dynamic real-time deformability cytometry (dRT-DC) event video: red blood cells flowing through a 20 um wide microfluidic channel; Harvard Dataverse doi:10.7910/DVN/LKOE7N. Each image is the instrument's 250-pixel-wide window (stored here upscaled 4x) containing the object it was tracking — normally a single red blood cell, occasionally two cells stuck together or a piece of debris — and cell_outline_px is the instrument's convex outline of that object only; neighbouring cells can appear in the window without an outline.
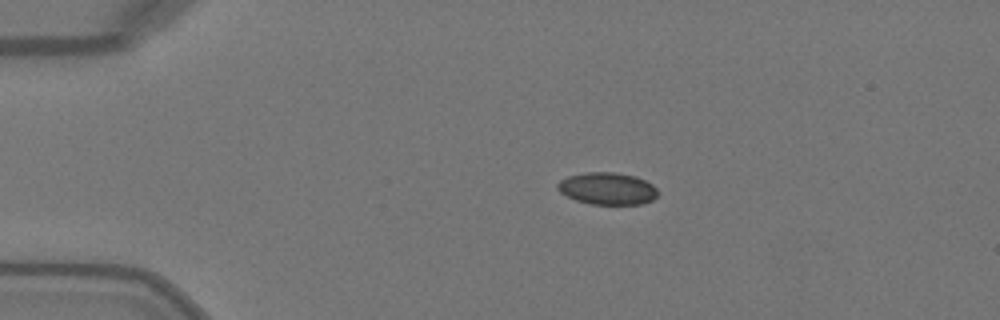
{"species": "Egyptian fruit bat (a non-hibernating species)", "species_latin": "Rousettus aegyptiacus", "temperature_condition": "warm", "stored_images_in_passage": 41, "camera_frame_rate_fps": 3000, "um_per_image_px": 0.085, "animal": {"sex": "female"}, "frame": {"image": 1, "passage_image": 1, "time_ms": 0.0, "image_size_px": [1000, 320], "cell_outline_px": [[660, 192], [652, 200], [640, 204], [592, 204], [576, 200], [560, 192], [556, 188], [556, 184], [560, 180], [568, 176], [584, 172], [612, 172], [636, 176], [652, 184]], "centroid_in_image_um": [51.62, 16.02], "position_along_channel_um": 33.4, "area_um2": 18.79}}
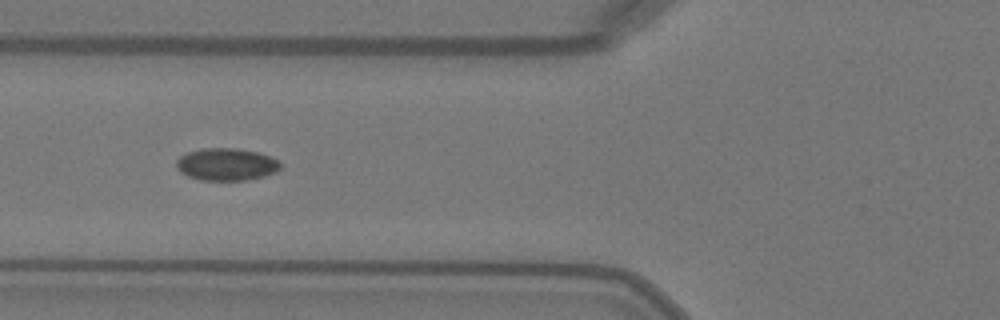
{"frame": {"image": 2, "passage_image": 10, "time_ms": 3.0, "image_size_px": [1000, 320], "cell_outline_px": [[280, 168], [276, 172], [264, 176], [244, 180], [200, 180], [188, 176], [180, 172], [176, 168], [176, 160], [180, 156], [188, 152], [200, 148], [236, 148], [256, 152], [268, 156], [276, 160], [280, 164]], "centroid_in_image_um": [19.19, 13.97], "position_along_channel_um": 106.6, "area_um2": 19.54}}
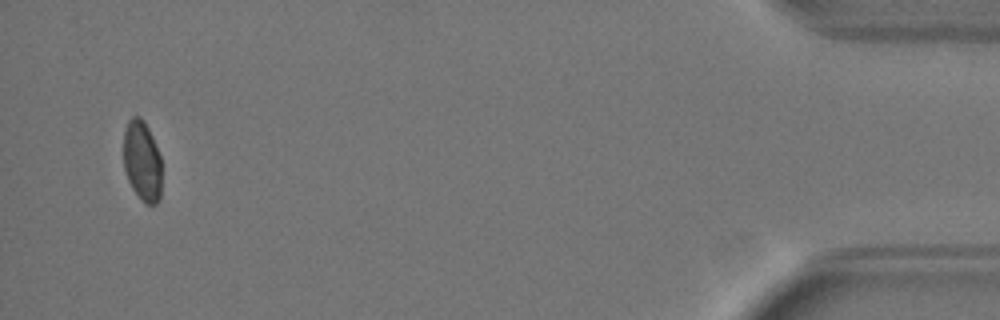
{"frame": {"image": 3, "passage_image": 39, "time_ms": 12.667, "image_size_px": [1000, 320], "cell_outline_px": [[160, 200], [156, 204], [144, 204], [140, 200], [132, 188], [128, 180], [124, 168], [124, 132], [128, 120], [132, 116], [140, 116], [144, 120], [152, 136], [160, 156]], "centroid_in_image_um": [12.07, 13.69], "position_along_channel_um": 423.1, "area_um2": 17.92}, "authors_computed_cell_mechanics": {"area_um2": 19.0162, "velocity_mm_per_s": 4.0975, "shape_relaxation_time_tau1_ms": 3.245, "shape_relaxation_time_tau2_ms": 1.1917, "deformation_change_tau1": 0.1122, "deformation_change_tau2": 0.028}}